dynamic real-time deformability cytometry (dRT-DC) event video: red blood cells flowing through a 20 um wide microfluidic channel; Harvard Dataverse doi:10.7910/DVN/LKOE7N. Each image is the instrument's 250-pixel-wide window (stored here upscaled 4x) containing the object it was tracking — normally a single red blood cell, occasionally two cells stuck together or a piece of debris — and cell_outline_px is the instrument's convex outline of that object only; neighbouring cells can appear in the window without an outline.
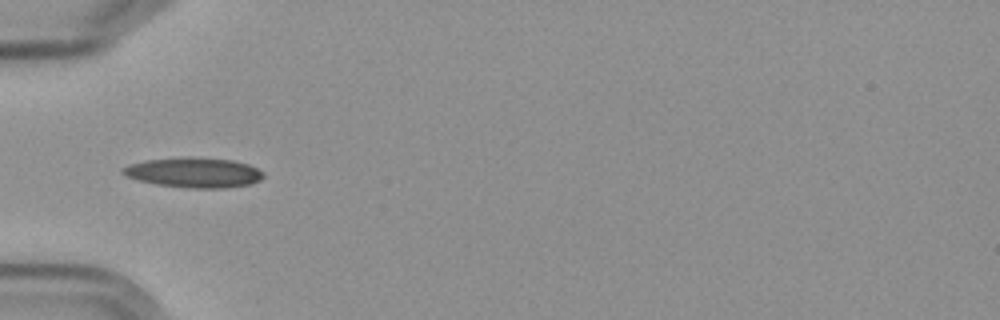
{"species": "Egyptian fruit bat (a non-hibernating species)", "species_latin": "Rousettus aegyptiacus", "temperature_condition": "cold", "stored_images_in_passage": 5, "camera_frame_rate_fps": 3000, "um_per_image_px": 0.085, "frame": {"image": 1, "passage_image": 5, "time_ms": 4.667, "image_size_px": [1000, 320], "cell_outline_px": [[264, 176], [260, 180], [252, 184], [224, 188], [188, 188], [156, 184], [140, 180], [128, 176], [120, 172], [120, 168], [128, 164], [144, 160], [188, 156], [232, 160], [248, 164], [264, 172]], "centroid_in_image_um": [16.48, 14.66], "position_along_channel_um": 68.5, "area_um2": 24.8}}